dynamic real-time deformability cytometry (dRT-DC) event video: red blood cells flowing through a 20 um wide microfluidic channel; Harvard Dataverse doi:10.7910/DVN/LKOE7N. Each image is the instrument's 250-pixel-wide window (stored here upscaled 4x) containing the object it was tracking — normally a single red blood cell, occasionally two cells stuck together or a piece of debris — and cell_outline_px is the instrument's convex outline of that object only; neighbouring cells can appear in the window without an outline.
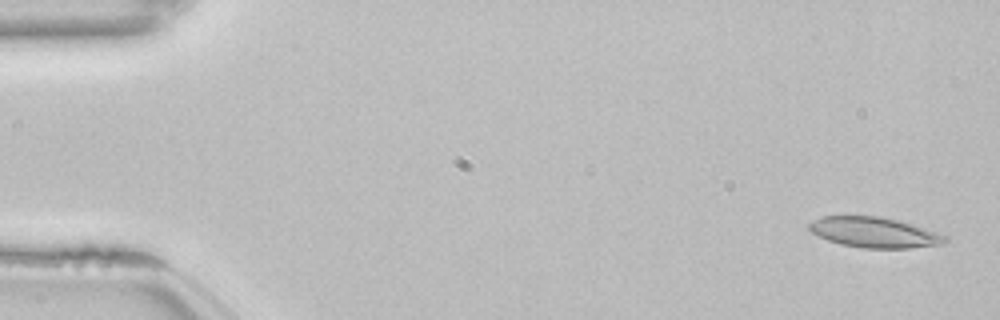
{"species": "common noctule bat (a hibernating species)", "species_latin": "Nyctalus noctula", "temperature_condition": "room temperature", "stored_images_in_passage": 53, "camera_frame_rate_fps": 3000, "um_per_image_px": 0.085, "animal": {"sex": "female", "body_mass_g": 22.7, "forearm_length_mm": 54.2}, "frame": {"image": 1, "passage_image": 2, "time_ms": 0.333, "image_size_px": [1000, 320], "cell_outline_px": [[948, 240], [940, 244], [908, 248], [864, 248], [840, 244], [828, 240], [812, 232], [808, 228], [808, 224], [824, 216], [880, 216], [912, 224], [936, 232], [944, 236]], "centroid_in_image_um": [74.29, 19.75], "position_along_channel_um": 10.7, "area_um2": 23.64}}
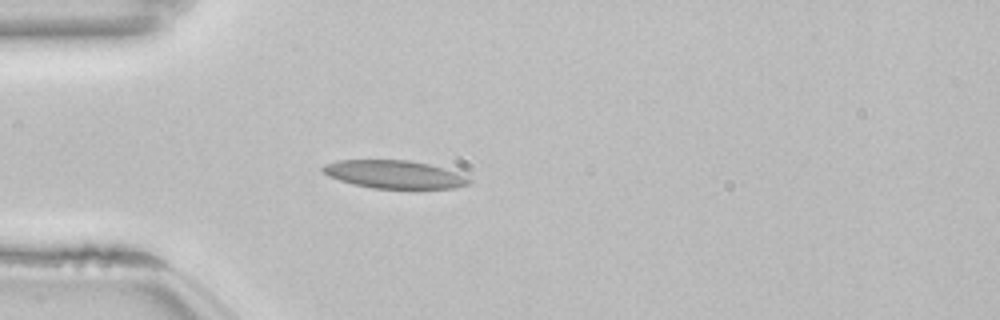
{"frame": {"image": 2, "passage_image": 15, "time_ms": 4.667, "image_size_px": [1000, 320], "cell_outline_px": [[472, 180], [468, 184], [456, 188], [372, 188], [352, 184], [328, 176], [320, 168], [324, 164], [336, 160], [408, 160], [428, 164], [444, 168], [456, 172]], "centroid_in_image_um": [33.47, 14.82], "position_along_channel_um": 51.5, "area_um2": 23.76}}
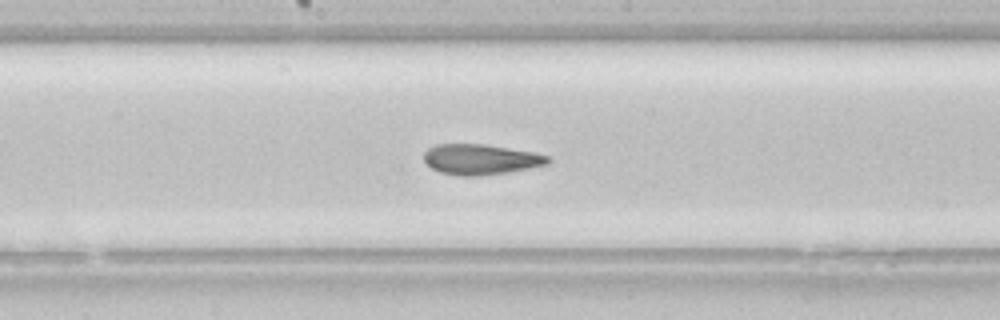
{"frame": {"image": 3, "passage_image": 28, "time_ms": 9.0, "image_size_px": [1000, 320], "cell_outline_px": [[552, 160], [548, 164], [528, 168], [480, 176], [460, 176], [440, 172], [432, 168], [424, 160], [424, 152], [428, 148], [436, 144], [484, 144], [532, 152], [552, 156]], "centroid_in_image_um": [40.86, 13.54], "position_along_channel_um": 207.3, "area_um2": 21.91}, "authors_computed_cell_mechanics": {"area_um2": 23.5824, "velocity_mm_per_s": 3.8381, "shape_relaxation_time_tau1_ms": null, "shape_relaxation_time_tau2_ms": 2.4197, "deformation_change_tau1": null, "deformation_change_tau2": 0.097}}